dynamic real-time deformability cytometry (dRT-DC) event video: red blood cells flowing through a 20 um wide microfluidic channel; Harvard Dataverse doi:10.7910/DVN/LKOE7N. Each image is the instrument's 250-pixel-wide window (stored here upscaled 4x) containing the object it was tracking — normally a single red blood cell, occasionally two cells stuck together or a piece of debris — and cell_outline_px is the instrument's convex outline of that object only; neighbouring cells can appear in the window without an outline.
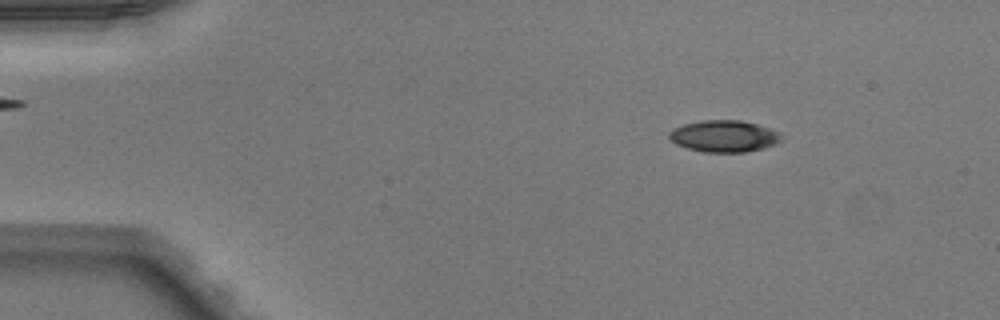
{"species": "Egyptian fruit bat (a non-hibernating species)", "species_latin": "Rousettus aegyptiacus", "temperature_condition": "warm", "stored_images_in_passage": 50, "camera_frame_rate_fps": 3000, "um_per_image_px": 0.085, "animal": {"sex": "male"}, "frame": {"image": 1, "passage_image": 7, "time_ms": 2.0, "image_size_px": [1000, 320], "cell_outline_px": [[784, 140], [776, 144], [744, 152], [704, 152], [688, 148], [676, 144], [668, 136], [668, 132], [672, 128], [684, 124], [700, 120], [740, 120], [756, 124], [780, 132], [784, 136]], "centroid_in_image_um": [61.55, 11.56], "position_along_channel_um": 23.4, "area_um2": 20.81}}
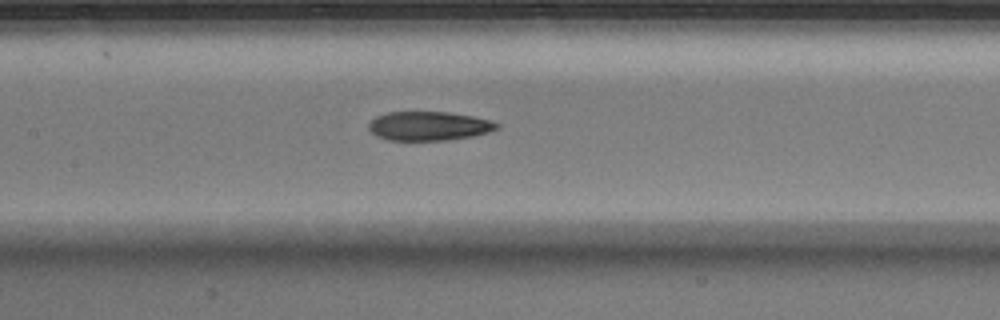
{"frame": {"image": 2, "passage_image": 24, "time_ms": 7.667, "image_size_px": [1000, 320], "cell_outline_px": [[500, 128], [488, 132], [472, 136], [444, 140], [388, 140], [376, 136], [368, 128], [368, 124], [376, 116], [384, 112], [448, 112], [472, 116], [488, 120], [500, 124]], "centroid_in_image_um": [36.43, 10.7], "position_along_channel_um": 171.0, "area_um2": 21.62}}
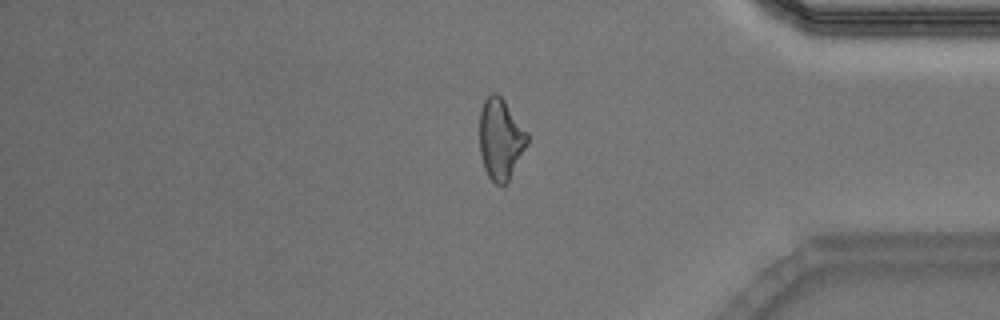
{"frame": {"image": 3, "passage_image": 42, "time_ms": 13.667, "image_size_px": [1000, 320], "cell_outline_px": [[528, 144], [508, 180], [504, 184], [496, 184], [488, 176], [484, 168], [480, 156], [480, 112], [484, 100], [492, 92], [496, 92], [504, 100], [528, 132]], "centroid_in_image_um": [42.55, 11.8], "position_along_channel_um": 392.7, "area_um2": 22.43}, "authors_computed_cell_mechanics": {"area_um2": 22.2241, "velocity_mm_per_s": 4.0478, "shape_relaxation_time_tau1_ms": null, "shape_relaxation_time_tau2_ms": 2.4608, "deformation_change_tau1": null, "deformation_change_tau2": 0.1001}}